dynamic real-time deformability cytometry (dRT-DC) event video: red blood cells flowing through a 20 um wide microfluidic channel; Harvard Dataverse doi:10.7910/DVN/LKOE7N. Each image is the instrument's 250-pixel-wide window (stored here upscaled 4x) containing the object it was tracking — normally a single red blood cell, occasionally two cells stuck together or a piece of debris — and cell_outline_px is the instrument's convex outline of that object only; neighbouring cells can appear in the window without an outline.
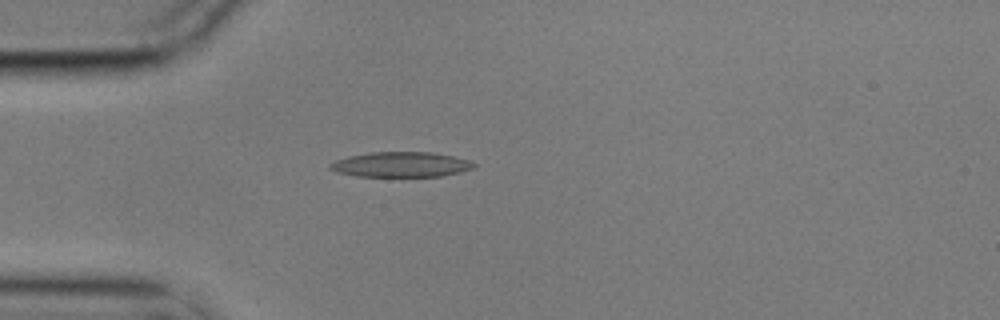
{"species": "common noctule bat (a hibernating species)", "species_latin": "Nyctalus noctula", "temperature_condition": "cold", "stored_images_in_passage": 4, "camera_frame_rate_fps": 3000, "um_per_image_px": 0.085, "animal": {"sex": "male", "body_mass_g": 17.9}, "frame": {"image": 1, "passage_image": 3, "time_ms": 0.667, "image_size_px": [1000, 320], "cell_outline_px": [[476, 164], [472, 168], [460, 172], [440, 176], [356, 176], [336, 172], [328, 168], [328, 164], [336, 160], [348, 156], [372, 152], [432, 152], [452, 156], [468, 160]], "centroid_in_image_um": [34.03, 13.98], "position_along_channel_um": 51.0, "area_um2": 20.92}}